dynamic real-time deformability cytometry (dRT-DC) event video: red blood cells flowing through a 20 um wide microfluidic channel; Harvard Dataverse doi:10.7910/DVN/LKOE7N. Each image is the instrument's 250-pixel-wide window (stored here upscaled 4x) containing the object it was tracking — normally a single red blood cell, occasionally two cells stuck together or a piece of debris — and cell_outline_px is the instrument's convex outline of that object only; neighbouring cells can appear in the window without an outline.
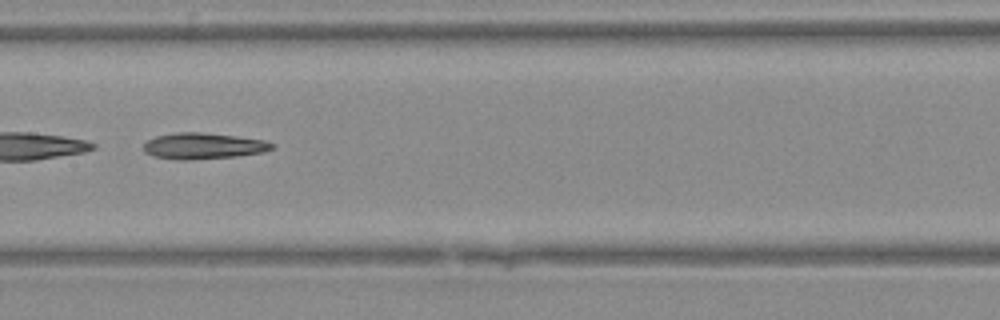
{"species": "Egyptian fruit bat (a non-hibernating species)", "species_latin": "Rousettus aegyptiacus", "temperature_condition": "warm", "stored_images_in_passage": 28, "camera_frame_rate_fps": 3000, "um_per_image_px": 0.085, "animal": {"sex": "female"}, "frame": {"image": 1, "passage_image": 9, "time_ms": 2.667, "image_size_px": [1000, 320], "cell_outline_px": [[276, 144], [272, 148], [264, 152], [236, 156], [188, 160], [176, 160], [152, 156], [144, 152], [144, 144], [148, 140], [156, 136], [176, 132], [200, 132], [236, 136], [264, 140]], "centroid_in_image_um": [17.26, 12.41], "position_along_channel_um": 190.1, "area_um2": 19.59}}